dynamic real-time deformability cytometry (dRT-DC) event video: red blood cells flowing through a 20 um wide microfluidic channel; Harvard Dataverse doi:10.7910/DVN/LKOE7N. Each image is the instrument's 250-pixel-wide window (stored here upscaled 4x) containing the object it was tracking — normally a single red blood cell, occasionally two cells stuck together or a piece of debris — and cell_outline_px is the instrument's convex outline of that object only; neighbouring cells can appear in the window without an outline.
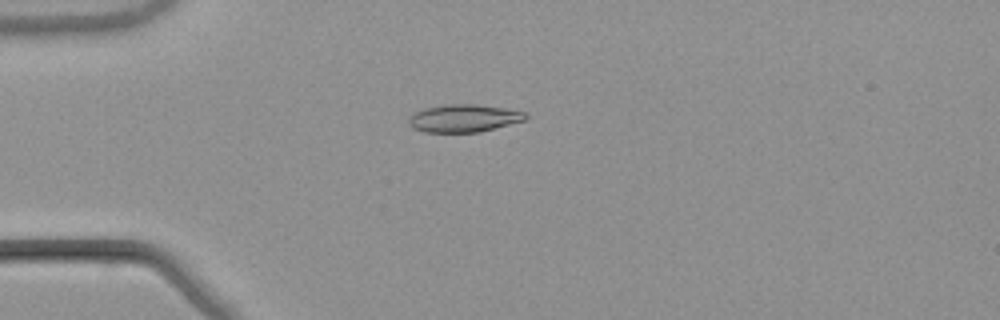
{"species": "common noctule bat (a hibernating species)", "species_latin": "Nyctalus noctula", "temperature_condition": "warm", "stored_images_in_passage": 43, "camera_frame_rate_fps": 3000, "um_per_image_px": 0.085, "animal": {"sex": "male", "body_mass_g": 21.5, "forearm_length_mm": 52.0}, "frame": {"image": 1, "passage_image": 4, "time_ms": 1.0, "image_size_px": [1000, 320], "cell_outline_px": [[528, 116], [524, 120], [480, 132], [424, 132], [412, 128], [408, 124], [408, 120], [412, 112], [424, 108], [444, 104], [476, 104], [504, 108], [524, 112]], "centroid_in_image_um": [39.36, 10.04], "position_along_channel_um": 45.6, "area_um2": 18.9}}
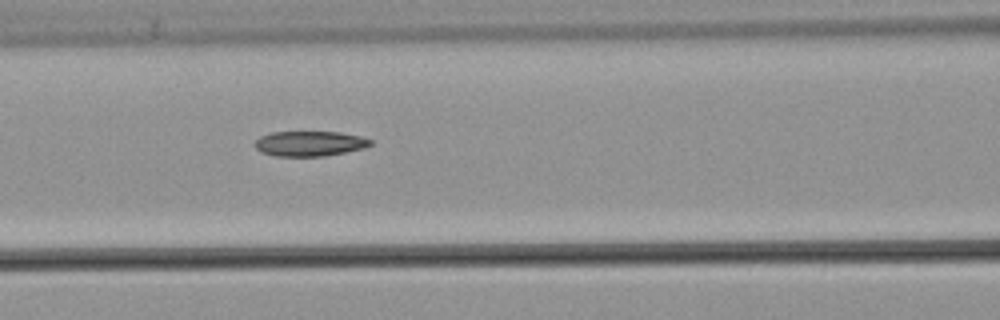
{"frame": {"image": 2, "passage_image": 13, "time_ms": 4.0, "image_size_px": [1000, 320], "cell_outline_px": [[372, 144], [364, 148], [324, 156], [276, 156], [260, 152], [256, 148], [256, 140], [260, 136], [272, 132], [340, 132], [360, 136], [372, 140]], "centroid_in_image_um": [26.32, 12.2], "position_along_channel_um": 140.3, "area_um2": 16.82}}
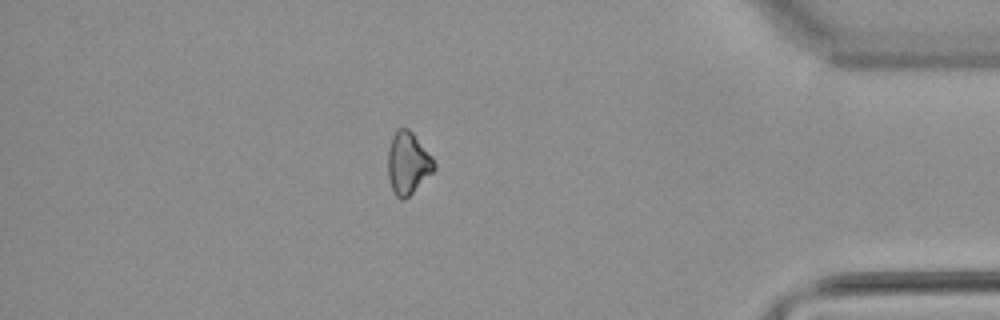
{"frame": {"image": 3, "passage_image": 36, "time_ms": 11.667, "image_size_px": [1000, 320], "cell_outline_px": [[436, 168], [404, 200], [400, 200], [396, 196], [392, 188], [388, 176], [388, 148], [392, 136], [396, 128], [408, 128], [412, 132], [432, 156], [436, 164]], "centroid_in_image_um": [34.66, 13.84], "position_along_channel_um": 400.5, "area_um2": 16.65}, "authors_computed_cell_mechanics": {"area_um2": 17.3978, "velocity_mm_per_s": 3.8717, "shape_relaxation_time_tau1_ms": 3.842, "shape_relaxation_time_tau2_ms": null, "deformation_change_tau1": 0.0978, "deformation_change_tau2": null}}